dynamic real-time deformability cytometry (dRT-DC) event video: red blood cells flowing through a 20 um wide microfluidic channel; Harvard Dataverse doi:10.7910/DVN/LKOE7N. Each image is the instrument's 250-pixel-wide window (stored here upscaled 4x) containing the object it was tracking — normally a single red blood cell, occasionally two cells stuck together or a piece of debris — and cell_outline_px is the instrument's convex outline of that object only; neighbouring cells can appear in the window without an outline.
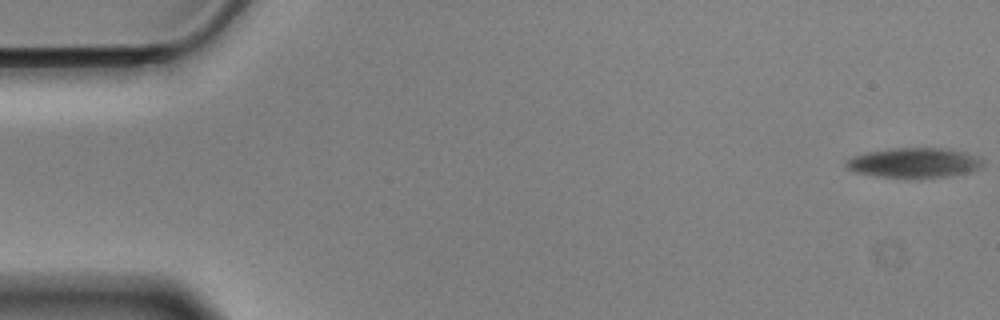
{"species": "Egyptian fruit bat (a non-hibernating species)", "species_latin": "Rousettus aegyptiacus", "temperature_condition": "cold", "stored_images_in_passage": 58, "camera_frame_rate_fps": 3000, "um_per_image_px": 0.085, "animal": {"sex": "male"}, "frame": {"image": 1, "passage_image": 1, "time_ms": 0.0, "image_size_px": [1000, 320], "cell_outline_px": [[984, 164], [980, 168], [968, 172], [948, 176], [876, 176], [856, 172], [848, 168], [844, 164], [852, 156], [868, 152], [896, 148], [940, 148], [964, 152], [976, 156], [984, 160]], "centroid_in_image_um": [77.72, 13.81], "position_along_channel_um": 7.3, "area_um2": 23.06}}
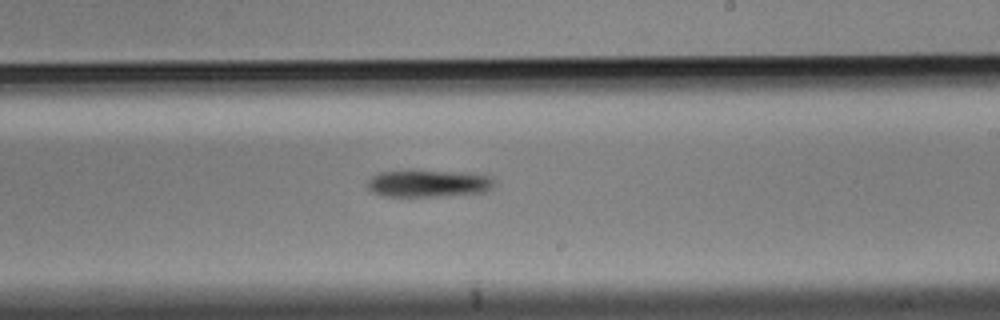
{"frame": {"image": 2, "passage_image": 34, "time_ms": 11.0, "image_size_px": [1000, 320], "cell_outline_px": [[492, 188], [488, 192], [440, 196], [384, 196], [372, 192], [368, 188], [368, 180], [372, 176], [380, 172], [464, 172], [488, 176], [492, 180]], "centroid_in_image_um": [36.42, 15.62], "position_along_channel_um": 252.6, "area_um2": 19.48}}
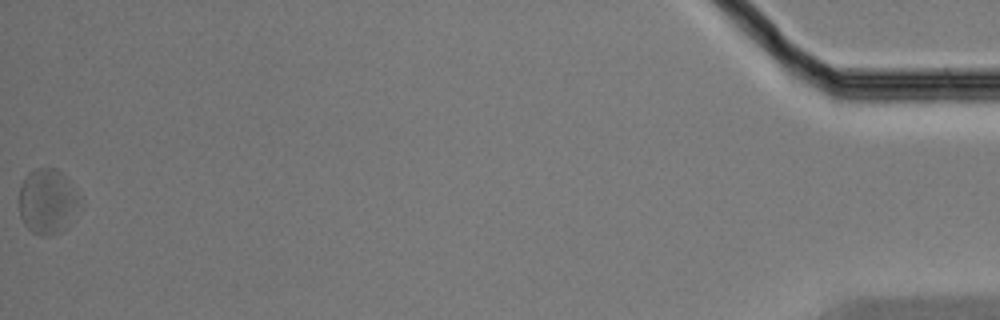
{"frame": {"image": 3, "passage_image": 58, "time_ms": 19.0, "image_size_px": [1000, 320], "cell_outline_px": [[76, 204], [64, 228], [60, 232], [48, 236], [40, 236], [32, 232], [24, 224], [20, 216], [20, 184], [24, 176], [28, 172], [36, 168], [56, 168], [64, 176], [76, 192]], "centroid_in_image_um": [3.92, 17.1], "position_along_channel_um": 431.3, "area_um2": 22.14}}